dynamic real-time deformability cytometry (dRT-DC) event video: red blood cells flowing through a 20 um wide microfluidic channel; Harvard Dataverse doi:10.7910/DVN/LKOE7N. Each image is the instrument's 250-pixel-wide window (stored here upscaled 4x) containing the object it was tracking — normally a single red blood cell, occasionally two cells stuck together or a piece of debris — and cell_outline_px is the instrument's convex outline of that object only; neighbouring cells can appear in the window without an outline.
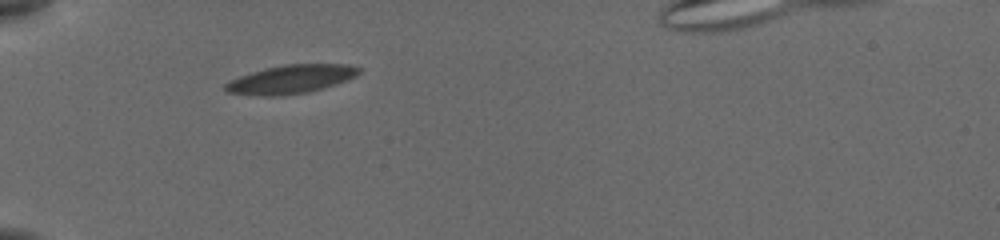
{"species": "common noctule bat (a hibernating species)", "species_latin": "Nyctalus noctula", "temperature_condition": "cold", "stored_images_in_passage": 40, "camera_frame_rate_fps": 3000, "um_per_image_px": 0.085, "animal": {"sex": "female", "body_mass_g": 19.5, "forearm_length_mm": 54.1}, "frame": {"image": 1, "passage_image": 2, "time_ms": 0.333, "image_size_px": [1000, 240], "cell_outline_px": [[360, 72], [344, 80], [308, 92], [272, 96], [264, 96], [228, 92], [224, 88], [224, 84], [240, 76], [268, 68], [288, 64], [344, 64], [360, 68]], "centroid_in_image_um": [24.69, 6.73], "position_along_channel_um": 60.3, "area_um2": 21.33}}
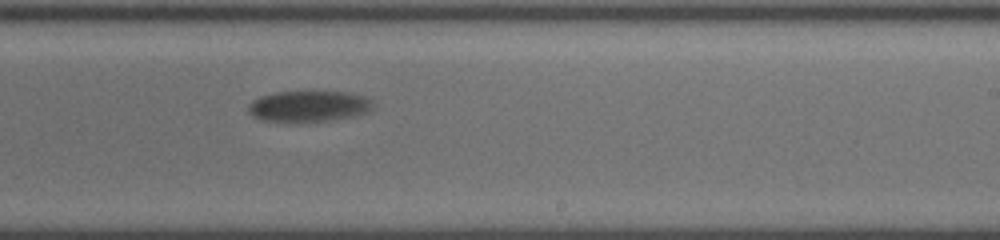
{"frame": {"image": 2, "passage_image": 20, "time_ms": 6.333, "image_size_px": [1000, 240], "cell_outline_px": [[372, 104], [364, 112], [328, 120], [264, 120], [252, 116], [248, 112], [248, 108], [256, 100], [264, 96], [276, 92], [352, 92], [364, 96], [372, 100]], "centroid_in_image_um": [26.24, 8.99], "position_along_channel_um": 262.8, "area_um2": 21.27}}
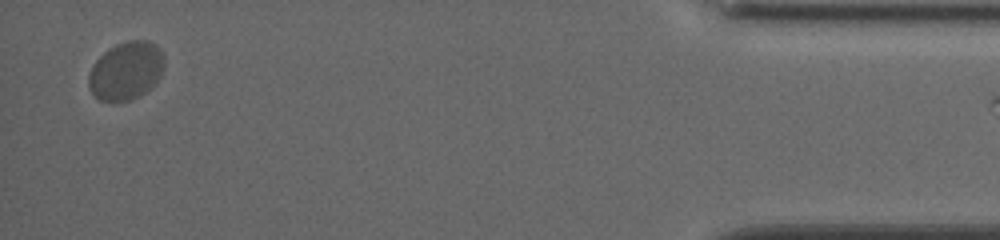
{"frame": {"image": 3, "passage_image": 39, "time_ms": 12.667, "image_size_px": [1000, 240], "cell_outline_px": [[164, 64], [160, 76], [144, 92], [128, 100], [112, 104], [100, 100], [92, 92], [88, 84], [88, 76], [96, 60], [108, 48], [116, 44], [128, 40], [148, 40], [160, 48], [164, 60]], "centroid_in_image_um": [10.69, 6.01], "position_along_channel_um": 424.5, "area_um2": 25.49}}